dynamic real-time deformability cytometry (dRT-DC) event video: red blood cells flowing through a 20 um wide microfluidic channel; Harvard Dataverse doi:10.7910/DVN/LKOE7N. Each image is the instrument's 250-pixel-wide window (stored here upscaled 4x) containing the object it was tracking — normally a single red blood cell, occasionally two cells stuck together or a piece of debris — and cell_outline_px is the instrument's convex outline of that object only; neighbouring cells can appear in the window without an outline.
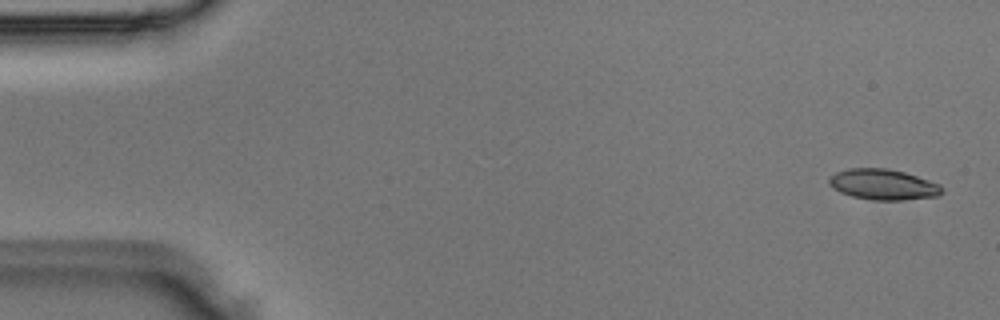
{"species": "Egyptian fruit bat (a non-hibernating species)", "species_latin": "Rousettus aegyptiacus", "temperature_condition": "room temperature", "stored_images_in_passage": 5, "camera_frame_rate_fps": 3000, "um_per_image_px": 0.085, "animal": {"sex": "male"}, "frame": {"image": 1, "passage_image": 1, "time_ms": 0.0, "image_size_px": [1000, 320], "cell_outline_px": [[944, 192], [936, 196], [900, 200], [872, 200], [852, 196], [840, 192], [832, 188], [828, 184], [828, 180], [836, 172], [848, 168], [888, 168], [904, 172], [940, 184], [944, 188]], "centroid_in_image_um": [75.06, 15.68], "position_along_channel_um": 9.9, "area_um2": 20.17}}
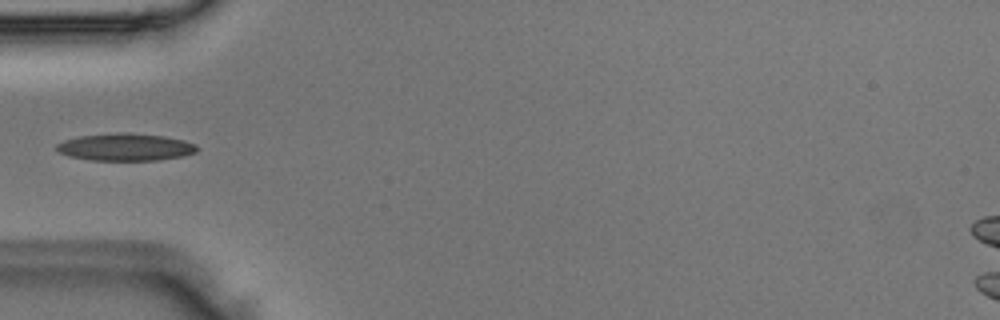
{"frame": {"image": 2, "passage_image": 4, "time_ms": 1.0, "image_size_px": [1000, 320], "cell_outline_px": [[200, 148], [196, 152], [184, 156], [160, 160], [92, 160], [68, 156], [60, 152], [56, 148], [56, 144], [64, 140], [80, 136], [120, 132], [128, 132], [164, 136], [184, 140], [196, 144]], "centroid_in_image_um": [10.71, 12.5], "position_along_channel_um": 74.3, "area_um2": 22.48}}
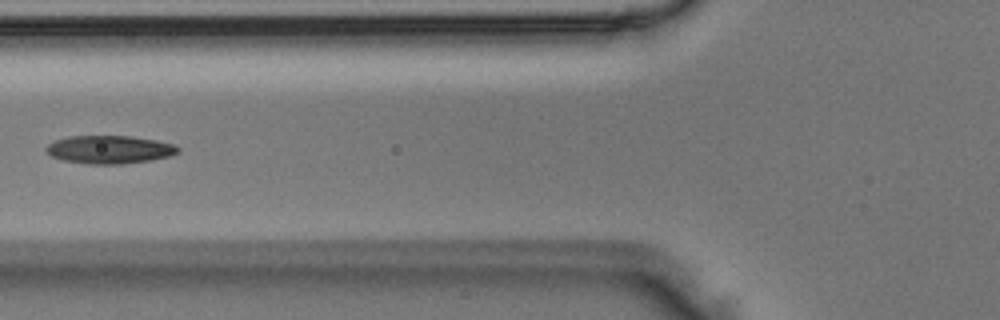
{"frame": {"image": 3, "passage_image": 5, "time_ms": 1.333, "image_size_px": [1000, 320], "cell_outline_px": [[180, 152], [168, 156], [148, 160], [124, 164], [88, 164], [64, 160], [52, 156], [44, 148], [48, 144], [56, 140], [68, 136], [132, 136], [156, 140], [176, 144], [180, 148]], "centroid_in_image_um": [9.33, 12.7], "position_along_channel_um": 116.5, "area_um2": 21.56}}